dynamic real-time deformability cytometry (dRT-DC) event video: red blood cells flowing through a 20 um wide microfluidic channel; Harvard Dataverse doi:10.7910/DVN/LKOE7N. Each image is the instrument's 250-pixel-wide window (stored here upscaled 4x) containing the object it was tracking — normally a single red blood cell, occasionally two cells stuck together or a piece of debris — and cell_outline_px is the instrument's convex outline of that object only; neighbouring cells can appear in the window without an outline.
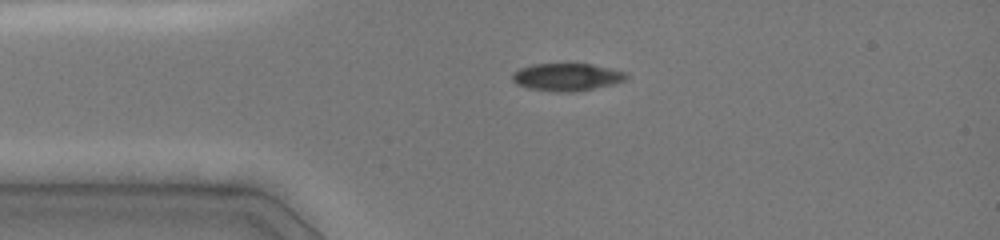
{"species": "common noctule bat (a hibernating species)", "species_latin": "Nyctalus noctula", "temperature_condition": "cold", "stored_images_in_passage": 3, "camera_frame_rate_fps": 3000, "um_per_image_px": 0.085, "animal": {"sex": "female", "body_mass_g": 19.0, "forearm_length_mm": 51.5}, "frame": {"image": 1, "passage_image": 1, "time_ms": 0.0, "image_size_px": [1000, 240], "cell_outline_px": [[628, 76], [624, 80], [612, 84], [572, 92], [556, 92], [528, 88], [516, 84], [512, 80], [512, 72], [520, 68], [532, 64], [592, 64], [628, 72]], "centroid_in_image_um": [48.15, 6.54], "position_along_channel_um": 36.8, "area_um2": 18.26}}
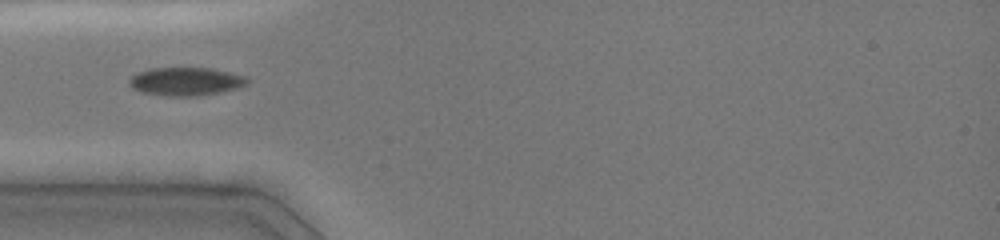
{"frame": {"image": 2, "passage_image": 2, "time_ms": 1.333, "image_size_px": [1000, 240], "cell_outline_px": [[252, 80], [248, 84], [236, 88], [220, 92], [196, 96], [168, 96], [144, 92], [132, 88], [128, 84], [128, 80], [136, 72], [148, 68], [212, 68], [248, 76]], "centroid_in_image_um": [15.82, 6.91], "position_along_channel_um": 69.2, "area_um2": 19.65}}